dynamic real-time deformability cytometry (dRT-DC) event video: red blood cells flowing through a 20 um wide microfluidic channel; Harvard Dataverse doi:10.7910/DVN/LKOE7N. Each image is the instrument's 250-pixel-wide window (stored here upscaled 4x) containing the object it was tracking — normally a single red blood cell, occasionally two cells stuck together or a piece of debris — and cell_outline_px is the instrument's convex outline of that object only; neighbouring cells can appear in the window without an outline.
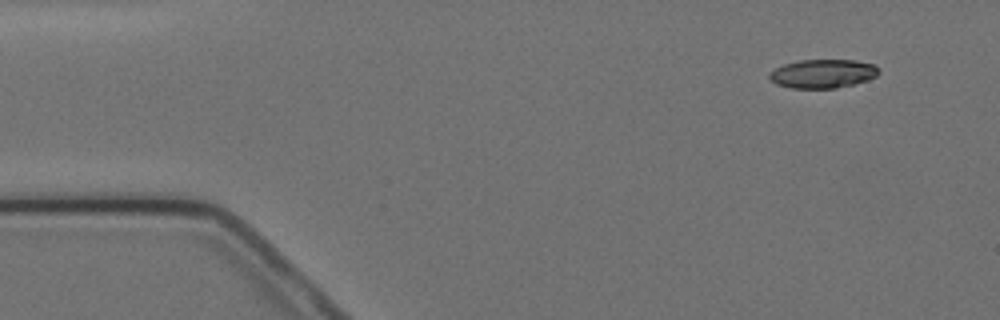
{"species": "Egyptian fruit bat (a non-hibernating species)", "species_latin": "Rousettus aegyptiacus", "temperature_condition": "cold", "stored_images_in_passage": 4, "camera_frame_rate_fps": 3000, "um_per_image_px": 0.085, "animal": {"sex": "female"}, "frame": {"image": 1, "passage_image": 1, "time_ms": 0.0, "image_size_px": [1000, 320], "cell_outline_px": [[880, 72], [876, 76], [868, 80], [836, 88], [792, 88], [776, 84], [768, 76], [776, 68], [784, 64], [800, 60], [856, 60], [872, 64]], "centroid_in_image_um": [69.94, 6.26], "position_along_channel_um": 15.1, "area_um2": 18.09}}
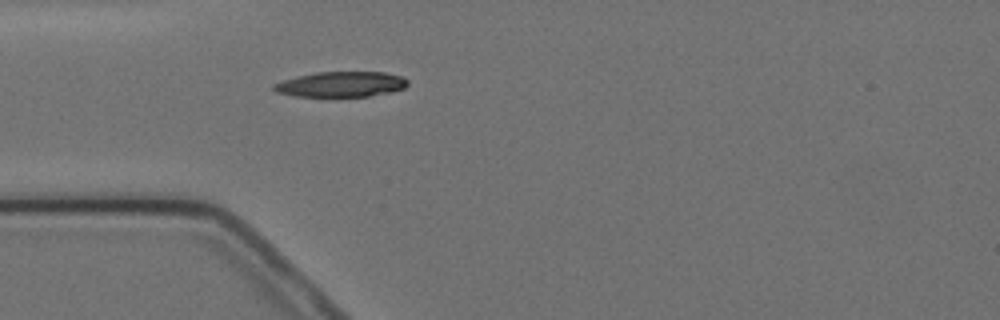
{"frame": {"image": 2, "passage_image": 4, "time_ms": 3.667, "image_size_px": [1000, 320], "cell_outline_px": [[408, 84], [404, 88], [392, 92], [368, 96], [296, 96], [276, 92], [272, 88], [272, 84], [296, 76], [316, 72], [384, 72], [400, 76], [408, 80]], "centroid_in_image_um": [28.98, 7.16], "position_along_channel_um": 56.0, "area_um2": 19.71}}